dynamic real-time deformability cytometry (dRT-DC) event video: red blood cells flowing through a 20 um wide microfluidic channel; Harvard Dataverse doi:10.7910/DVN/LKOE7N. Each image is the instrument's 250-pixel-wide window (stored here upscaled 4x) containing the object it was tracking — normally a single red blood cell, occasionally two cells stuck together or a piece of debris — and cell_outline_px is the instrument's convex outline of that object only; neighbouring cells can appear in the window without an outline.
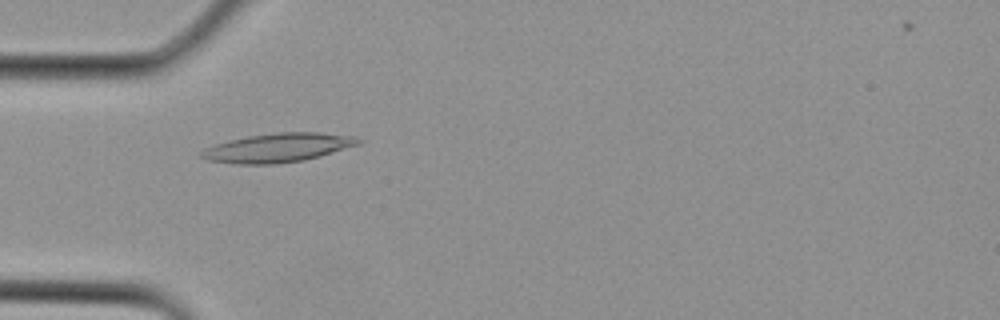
{"species": "Egyptian fruit bat (a non-hibernating species)", "species_latin": "Rousettus aegyptiacus", "temperature_condition": "cold", "stored_images_in_passage": 1, "camera_frame_rate_fps": 3000, "um_per_image_px": 0.085, "animal": {"sex": "female"}, "frame": {"image": 1, "passage_image": 1, "time_ms": 0.0, "image_size_px": [1000, 320], "cell_outline_px": [[364, 140], [360, 144], [320, 156], [304, 160], [272, 164], [236, 164], [208, 160], [200, 156], [200, 152], [204, 148], [228, 140], [248, 136], [276, 132], [316, 132], [356, 136]], "centroid_in_image_um": [23.64, 12.55], "position_along_channel_um": 61.4, "area_um2": 26.53}}